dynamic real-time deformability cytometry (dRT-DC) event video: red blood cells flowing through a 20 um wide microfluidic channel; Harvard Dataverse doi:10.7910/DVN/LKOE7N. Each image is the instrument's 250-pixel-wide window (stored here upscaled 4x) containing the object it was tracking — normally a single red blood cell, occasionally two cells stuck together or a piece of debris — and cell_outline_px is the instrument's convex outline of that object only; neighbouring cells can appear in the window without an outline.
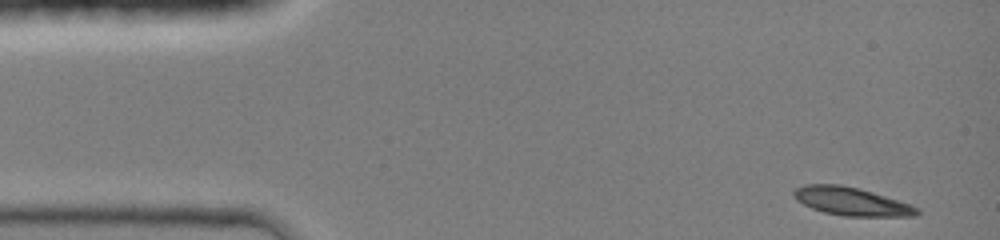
{"species": "common noctule bat (a hibernating species)", "species_latin": "Nyctalus noctula", "temperature_condition": "room temperature", "stored_images_in_passage": 40, "camera_frame_rate_fps": 3000, "um_per_image_px": 0.085, "animal": {"sex": "female", "body_mass_g": 19.0, "forearm_length_mm": 51.5}, "frame": {"image": 1, "passage_image": 1, "time_ms": 0.0, "image_size_px": [1000, 240], "cell_outline_px": [[920, 212], [916, 216], [844, 216], [824, 212], [812, 208], [796, 200], [792, 196], [792, 192], [796, 188], [804, 184], [840, 184], [860, 188], [912, 204], [920, 208]], "centroid_in_image_um": [72.39, 17.11], "position_along_channel_um": 12.6, "area_um2": 20.46}}
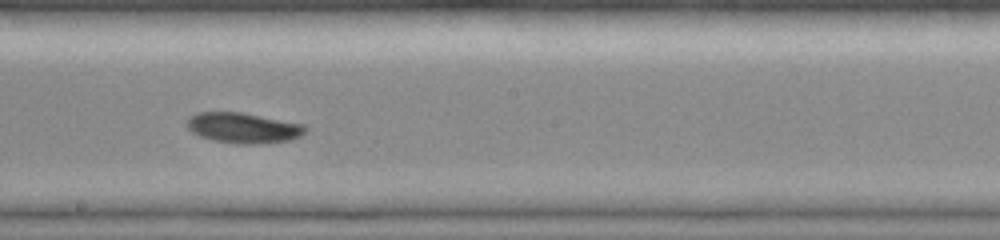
{"frame": {"image": 2, "passage_image": 23, "time_ms": 7.333, "image_size_px": [1000, 240], "cell_outline_px": [[308, 128], [300, 136], [288, 140], [256, 144], [236, 144], [212, 140], [200, 136], [192, 132], [188, 128], [188, 116], [196, 112], [240, 112], [304, 124]], "centroid_in_image_um": [20.66, 10.87], "position_along_channel_um": 227.5, "area_um2": 20.92}}
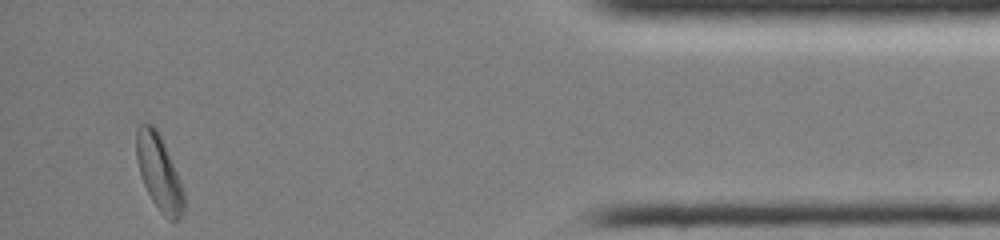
{"frame": {"image": 3, "passage_image": 40, "time_ms": 13.0, "image_size_px": [1000, 240], "cell_outline_px": [[184, 212], [176, 220], [168, 220], [160, 212], [152, 200], [144, 184], [140, 172], [136, 156], [136, 128], [140, 124], [152, 124], [156, 128], [164, 144], [180, 180], [184, 192]], "centroid_in_image_um": [13.51, 14.67], "position_along_channel_um": 421.7, "area_um2": 20.58}, "authors_computed_cell_mechanics": {"area_um2": 20.1144, "velocity_mm_per_s": 4.2747, "shape_relaxation_time_tau1_ms": 6.4524, "shape_relaxation_time_tau2_ms": null, "deformation_change_tau1": 0.1694, "deformation_change_tau2": null}}